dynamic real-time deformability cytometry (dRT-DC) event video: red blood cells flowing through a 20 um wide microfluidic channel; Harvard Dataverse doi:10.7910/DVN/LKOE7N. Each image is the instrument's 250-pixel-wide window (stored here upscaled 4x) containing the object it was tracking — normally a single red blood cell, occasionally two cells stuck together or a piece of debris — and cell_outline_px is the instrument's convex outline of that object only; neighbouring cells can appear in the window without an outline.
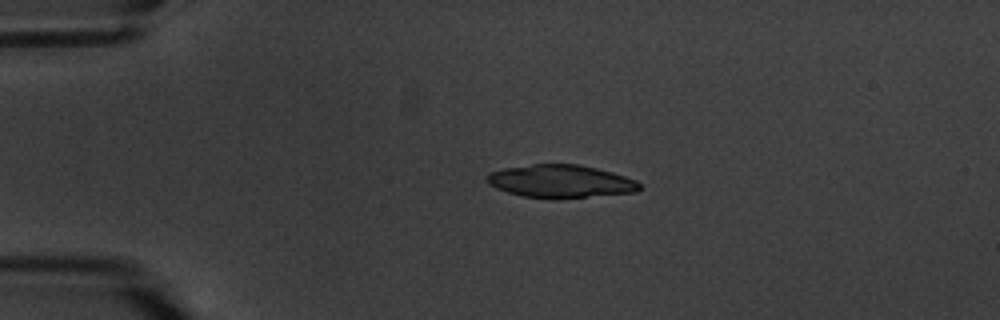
{"species": "common noctule bat (a hibernating species)", "species_latin": "Nyctalus noctula", "temperature_condition": "warm", "stored_images_in_passage": 2, "camera_frame_rate_fps": 3000, "um_per_image_px": 0.085, "animal": {"sex": "male", "body_mass_g": 20.1, "forearm_length_mm": 53.5}, "frame": {"image": 1, "passage_image": 1, "time_ms": 0.0, "image_size_px": [1000, 320], "cell_outline_px": [[644, 188], [636, 192], [552, 200], [524, 196], [508, 192], [496, 188], [488, 184], [488, 172], [504, 168], [532, 164], [576, 164], [596, 168], [612, 172], [636, 180]], "centroid_in_image_um": [47.67, 15.42], "position_along_channel_um": 37.3, "area_um2": 29.48}}